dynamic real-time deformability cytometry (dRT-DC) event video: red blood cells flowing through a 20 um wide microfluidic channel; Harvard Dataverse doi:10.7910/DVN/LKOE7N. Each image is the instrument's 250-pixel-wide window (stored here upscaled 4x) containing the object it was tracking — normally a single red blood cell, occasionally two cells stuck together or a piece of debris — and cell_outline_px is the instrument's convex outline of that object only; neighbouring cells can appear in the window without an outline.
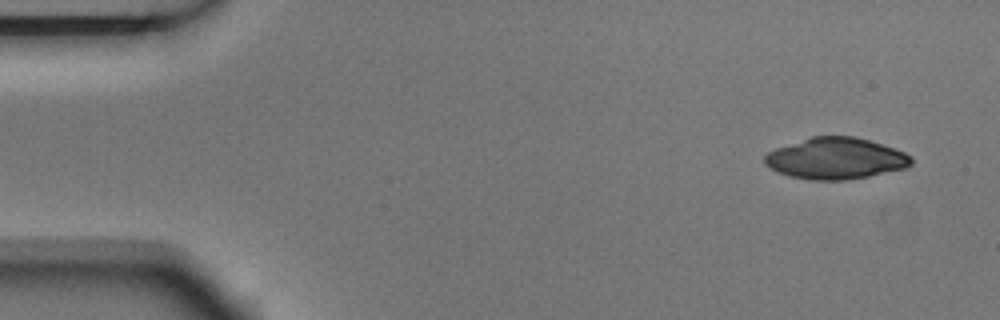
{"species": "Egyptian fruit bat (a non-hibernating species)", "species_latin": "Rousettus aegyptiacus", "temperature_condition": "room temperature", "stored_images_in_passage": 5, "camera_frame_rate_fps": 3000, "um_per_image_px": 0.085, "animal": {"sex": "male"}, "frame": {"image": 1, "passage_image": 1, "time_ms": 0.0, "image_size_px": [1000, 320], "cell_outline_px": [[912, 164], [904, 168], [868, 176], [844, 180], [812, 180], [788, 176], [776, 172], [768, 168], [764, 164], [764, 156], [768, 152], [776, 148], [812, 136], [852, 136], [868, 140], [904, 152], [912, 156]], "centroid_in_image_um": [70.98, 13.48], "position_along_channel_um": 14.0, "area_um2": 35.2}}